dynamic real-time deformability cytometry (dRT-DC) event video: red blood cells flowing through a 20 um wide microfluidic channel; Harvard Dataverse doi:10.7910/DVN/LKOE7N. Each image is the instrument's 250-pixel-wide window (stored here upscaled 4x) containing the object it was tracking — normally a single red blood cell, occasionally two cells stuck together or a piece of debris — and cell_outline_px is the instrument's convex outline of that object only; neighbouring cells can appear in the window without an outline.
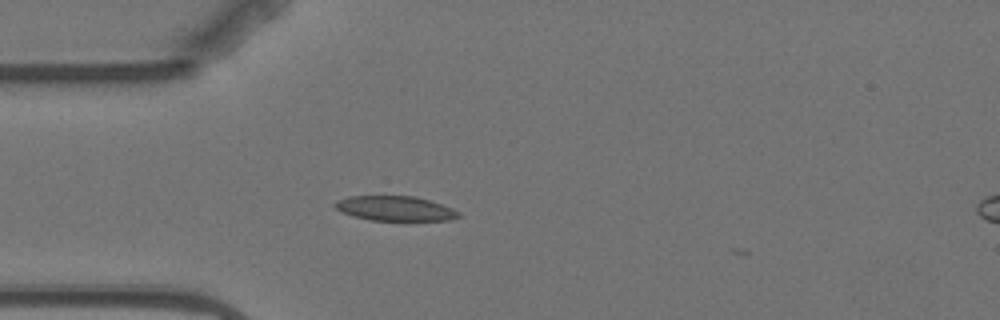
{"species": "Egyptian fruit bat (a non-hibernating species)", "species_latin": "Rousettus aegyptiacus", "temperature_condition": "warm", "stored_images_in_passage": 4, "camera_frame_rate_fps": 3000, "um_per_image_px": 0.085, "animal": {"sex": "female"}, "frame": {"image": 1, "passage_image": 4, "time_ms": 4.667, "image_size_px": [1000, 320], "cell_outline_px": [[460, 216], [448, 220], [368, 220], [352, 216], [340, 212], [332, 204], [336, 200], [348, 196], [412, 196], [444, 204], [460, 212]], "centroid_in_image_um": [33.54, 17.71], "position_along_channel_um": 51.5, "area_um2": 17.92}}